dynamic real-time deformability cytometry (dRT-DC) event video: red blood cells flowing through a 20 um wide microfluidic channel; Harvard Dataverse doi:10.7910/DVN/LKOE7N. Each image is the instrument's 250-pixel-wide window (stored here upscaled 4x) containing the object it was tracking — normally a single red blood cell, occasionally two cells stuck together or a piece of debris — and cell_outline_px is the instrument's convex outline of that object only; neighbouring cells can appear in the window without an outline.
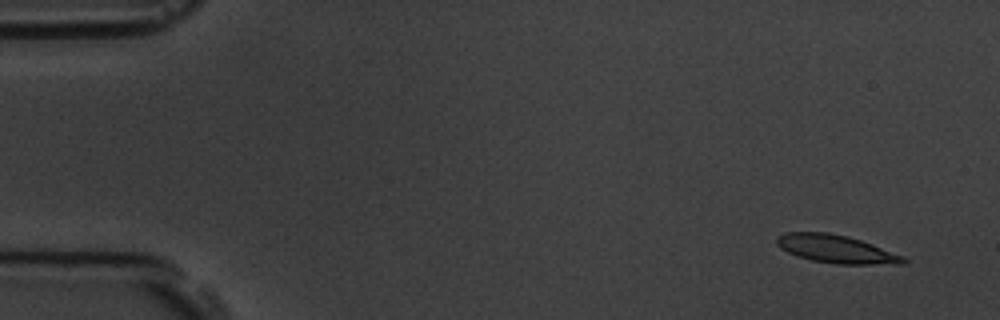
{"species": "common noctule bat (a hibernating species)", "species_latin": "Nyctalus noctula", "temperature_condition": "room temperature", "stored_images_in_passage": 9, "camera_frame_rate_fps": 3000, "um_per_image_px": 0.085, "animal": {"sex": "male", "body_mass_g": 19.5, "forearm_length_mm": 54.6}, "frame": {"image": 1, "passage_image": 1, "time_ms": 0.0, "image_size_px": [1000, 320], "cell_outline_px": [[908, 260], [904, 264], [836, 264], [812, 260], [796, 256], [780, 248], [776, 244], [776, 236], [784, 232], [828, 232], [848, 236], [872, 244], [904, 256]], "centroid_in_image_um": [71.05, 21.16], "position_along_channel_um": 13.9, "area_um2": 20.81}}
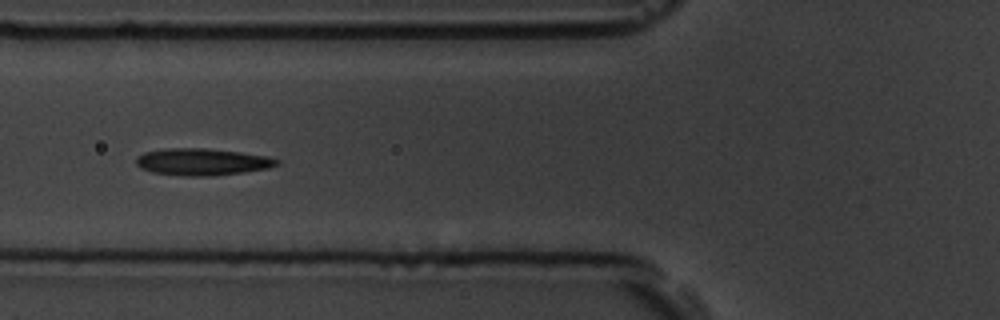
{"frame": {"image": 2, "passage_image": 6, "time_ms": 5.667, "image_size_px": [1000, 320], "cell_outline_px": [[280, 164], [268, 168], [244, 172], [212, 176], [184, 176], [152, 172], [140, 168], [136, 164], [136, 156], [144, 152], [164, 148], [208, 148], [240, 152], [268, 156], [280, 160]], "centroid_in_image_um": [17.18, 13.75], "position_along_channel_um": 108.6, "area_um2": 22.31}}
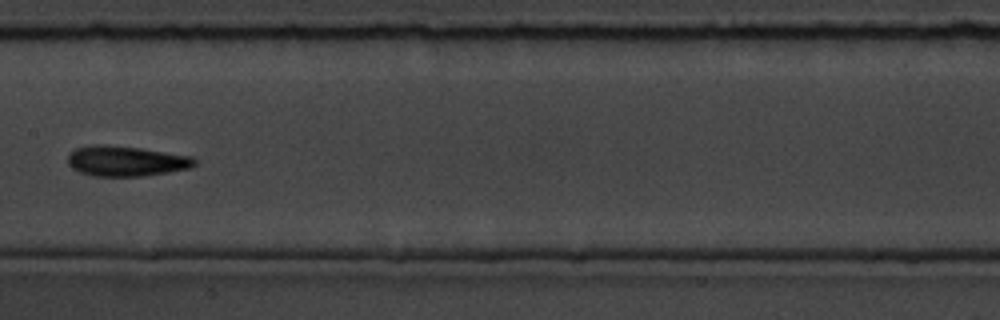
{"frame": {"image": 3, "passage_image": 8, "time_ms": 8.0, "image_size_px": [1000, 320], "cell_outline_px": [[196, 164], [192, 168], [168, 172], [140, 176], [96, 176], [80, 172], [72, 168], [68, 164], [68, 156], [76, 148], [96, 144], [104, 144], [140, 148], [192, 156], [196, 160]], "centroid_in_image_um": [10.73, 13.69], "position_along_channel_um": 196.7, "area_um2": 22.31}}